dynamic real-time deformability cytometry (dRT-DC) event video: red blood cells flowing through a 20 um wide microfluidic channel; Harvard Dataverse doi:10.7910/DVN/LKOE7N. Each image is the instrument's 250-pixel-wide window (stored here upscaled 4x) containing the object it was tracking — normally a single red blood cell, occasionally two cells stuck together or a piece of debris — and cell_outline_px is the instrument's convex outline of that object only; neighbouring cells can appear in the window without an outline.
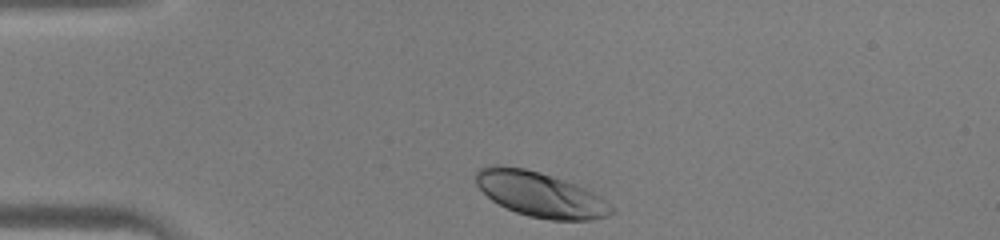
{"species": "human", "species_latin": "Homo sapiens", "temperature_condition": "warm", "stored_images_in_passage": 29, "camera_frame_rate_fps": 3000, "um_per_image_px": 0.085, "donor": {"sex": "male"}, "frame": {"image": 1, "passage_image": 1, "time_ms": 0.0, "image_size_px": [1000, 240], "cell_outline_px": [[616, 212], [608, 216], [592, 220], [552, 220], [528, 216], [516, 212], [492, 200], [476, 184], [476, 172], [480, 168], [492, 164], [496, 164], [524, 168], [540, 172], [576, 184], [600, 196], [616, 208]], "centroid_in_image_um": [45.96, 16.53], "position_along_channel_um": 39.0, "area_um2": 35.55}}
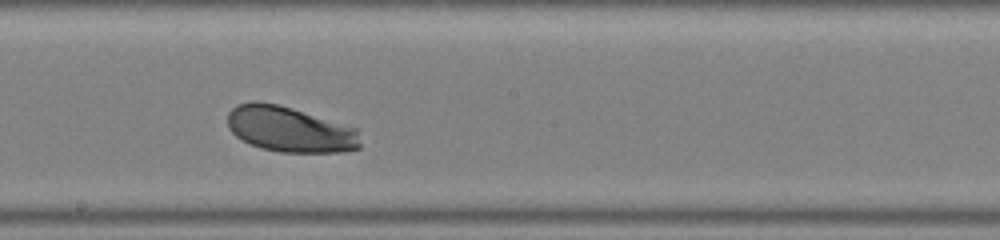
{"frame": {"image": 2, "passage_image": 16, "time_ms": 5.0, "image_size_px": [1000, 240], "cell_outline_px": [[360, 148], [344, 152], [280, 152], [260, 148], [236, 136], [228, 128], [228, 112], [236, 104], [252, 100], [256, 100], [276, 104], [292, 108], [356, 128], [360, 144]], "centroid_in_image_um": [24.6, 10.99], "position_along_channel_um": 223.6, "area_um2": 35.14}}
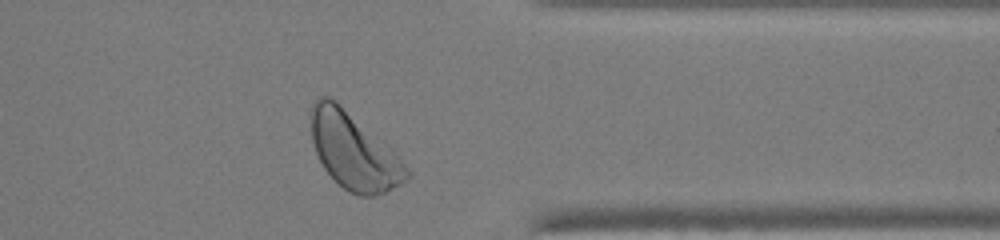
{"frame": {"image": 3, "passage_image": 27, "time_ms": 8.667, "image_size_px": [1000, 240], "cell_outline_px": [[408, 180], [376, 196], [356, 196], [348, 192], [324, 168], [316, 152], [312, 140], [312, 104], [320, 96], [328, 96], [336, 100], [392, 148], [408, 168]], "centroid_in_image_um": [30.09, 12.85], "position_along_channel_um": 381.3, "area_um2": 42.25}}